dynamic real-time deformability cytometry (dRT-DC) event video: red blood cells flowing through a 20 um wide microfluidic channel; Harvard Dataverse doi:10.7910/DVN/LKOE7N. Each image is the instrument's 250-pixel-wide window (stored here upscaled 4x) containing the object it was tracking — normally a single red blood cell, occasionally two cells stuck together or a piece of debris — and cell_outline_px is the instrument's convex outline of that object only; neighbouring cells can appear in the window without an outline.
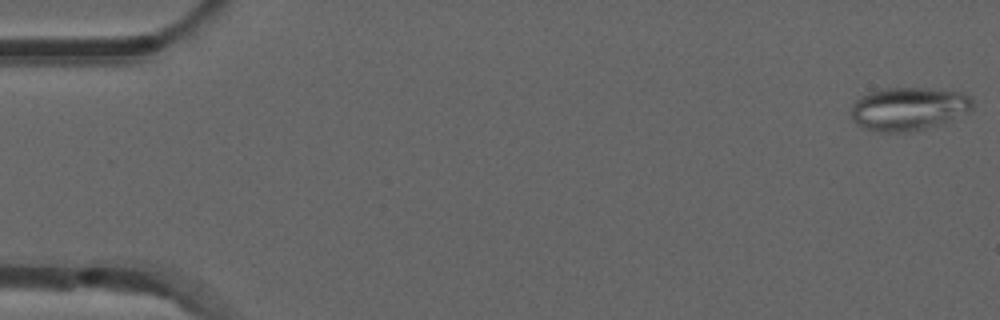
{"species": "common noctule bat (a hibernating species)", "species_latin": "Nyctalus noctula", "temperature_condition": "room temperature", "stored_images_in_passage": 5, "camera_frame_rate_fps": 3000, "um_per_image_px": 0.085, "animal": {"sex": "male", "forearm_length_mm": 52.5}, "frame": {"image": 1, "passage_image": 1, "time_ms": 0.0, "image_size_px": [1000, 320], "cell_outline_px": [[972, 108], [968, 112], [940, 124], [924, 128], [904, 132], [876, 132], [864, 128], [856, 124], [852, 120], [848, 112], [852, 104], [860, 96], [884, 88], [932, 88], [964, 92], [972, 96]], "centroid_in_image_um": [77.2, 9.24], "position_along_channel_um": 7.8, "area_um2": 30.92}}